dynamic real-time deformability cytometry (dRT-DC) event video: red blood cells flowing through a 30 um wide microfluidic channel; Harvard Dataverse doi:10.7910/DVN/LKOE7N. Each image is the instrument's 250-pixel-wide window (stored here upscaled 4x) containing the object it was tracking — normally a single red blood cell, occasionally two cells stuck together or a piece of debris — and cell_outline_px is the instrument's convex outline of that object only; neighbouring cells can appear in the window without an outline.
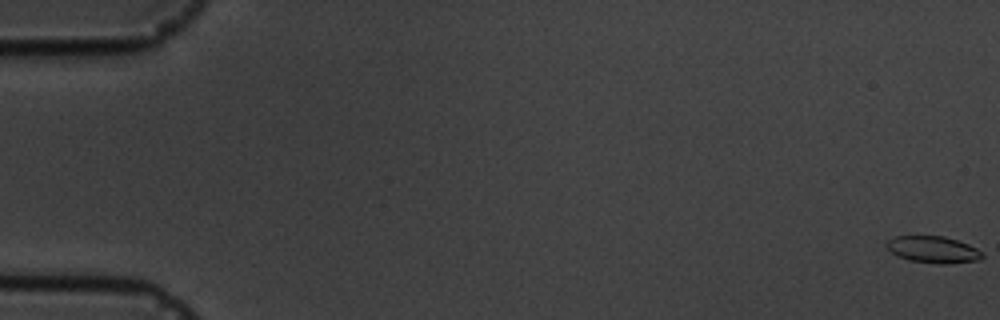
{"species": "common noctule bat (a hibernating species)", "species_latin": "Nyctalus noctula", "temperature_condition": "cold", "stored_images_in_passage": 5, "camera_frame_rate_fps": 3000, "um_per_image_px": 0.085, "animal": {"sex": "male", "body_mass_g": 19.5, "forearm_length_mm": 54.6}, "frame": {"image": 1, "passage_image": 1, "time_ms": 0.0, "image_size_px": [1000, 320], "cell_outline_px": [[984, 256], [980, 260], [948, 264], [940, 264], [908, 260], [896, 256], [884, 244], [888, 240], [896, 236], [944, 236], [968, 244], [984, 252]], "centroid_in_image_um": [79.33, 21.22], "position_along_channel_um": 5.7, "area_um2": 15.03}}
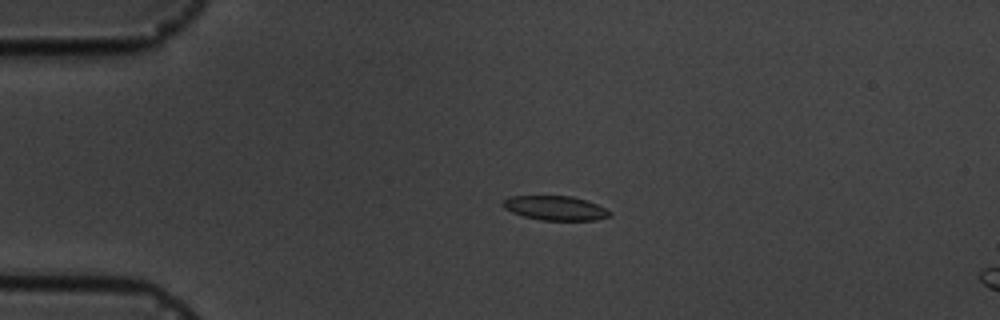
{"frame": {"image": 2, "passage_image": 4, "time_ms": 4.333, "image_size_px": [1000, 320], "cell_outline_px": [[612, 212], [608, 216], [596, 220], [540, 220], [524, 216], [512, 212], [504, 208], [500, 204], [504, 200], [512, 196], [572, 196], [596, 204]], "centroid_in_image_um": [47.17, 17.68], "position_along_channel_um": 37.8, "area_um2": 14.97}}